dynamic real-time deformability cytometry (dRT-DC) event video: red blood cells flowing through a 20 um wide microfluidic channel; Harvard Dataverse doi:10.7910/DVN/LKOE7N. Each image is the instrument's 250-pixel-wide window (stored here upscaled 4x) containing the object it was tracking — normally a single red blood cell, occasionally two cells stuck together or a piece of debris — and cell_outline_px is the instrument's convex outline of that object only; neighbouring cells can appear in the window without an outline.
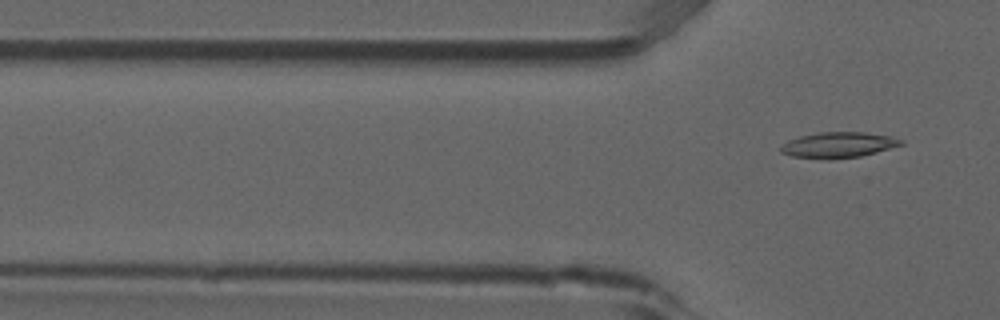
{"species": "common noctule bat (a hibernating species)", "species_latin": "Nyctalus noctula", "temperature_condition": "room temperature", "stored_images_in_passage": 3, "camera_frame_rate_fps": 3000, "um_per_image_px": 0.085, "animal": {"sex": "male", "forearm_length_mm": 52.5}, "frame": {"image": 1, "passage_image": 3, "time_ms": 0.667, "image_size_px": [1000, 320], "cell_outline_px": [[904, 144], [876, 152], [860, 156], [828, 160], [792, 156], [780, 152], [780, 148], [788, 140], [800, 136], [820, 132], [864, 132], [892, 136], [904, 140]], "centroid_in_image_um": [71.27, 12.32], "position_along_channel_um": 54.5, "area_um2": 18.03}}